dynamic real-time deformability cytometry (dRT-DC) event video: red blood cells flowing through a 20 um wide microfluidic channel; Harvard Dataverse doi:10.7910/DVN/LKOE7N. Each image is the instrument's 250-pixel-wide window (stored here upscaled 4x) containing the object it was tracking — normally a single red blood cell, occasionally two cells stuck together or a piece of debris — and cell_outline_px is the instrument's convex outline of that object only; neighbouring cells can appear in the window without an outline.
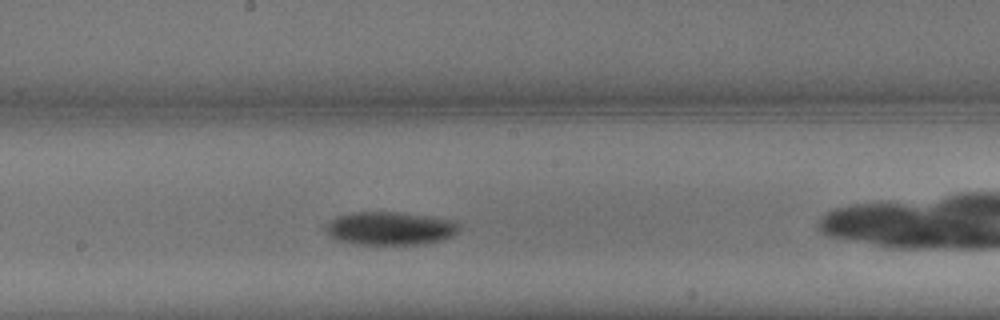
{"species": "common noctule bat (a hibernating species)", "species_latin": "Nyctalus noctula", "temperature_condition": "warm", "stored_images_in_passage": 11, "camera_frame_rate_fps": 3000, "um_per_image_px": 0.085, "animal": {"sex": "male", "body_mass_g": 13.3}, "frame": {"image": 1, "passage_image": 10, "time_ms": 3.0, "image_size_px": [1000, 320], "cell_outline_px": [[460, 228], [452, 236], [440, 240], [420, 244], [356, 244], [336, 240], [328, 236], [324, 228], [332, 220], [340, 216], [356, 212], [392, 212], [428, 216], [456, 220]], "centroid_in_image_um": [33.15, 19.42], "position_along_channel_um": 215.0, "area_um2": 25.61}}